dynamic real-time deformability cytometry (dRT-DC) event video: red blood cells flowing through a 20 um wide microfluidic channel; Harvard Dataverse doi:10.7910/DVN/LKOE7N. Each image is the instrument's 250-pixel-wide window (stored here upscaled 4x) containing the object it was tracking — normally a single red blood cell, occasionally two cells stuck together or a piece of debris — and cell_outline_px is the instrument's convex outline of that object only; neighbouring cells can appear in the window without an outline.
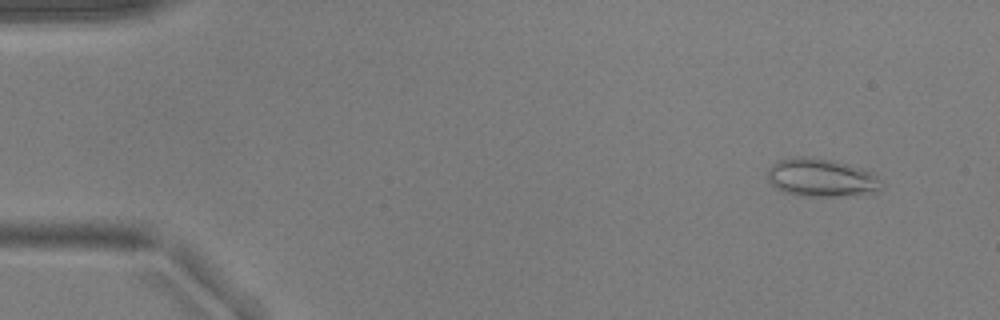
{"species": "common noctule bat (a hibernating species)", "species_latin": "Nyctalus noctula", "temperature_condition": "warm", "stored_images_in_passage": 30, "camera_frame_rate_fps": 3000, "um_per_image_px": 0.085, "animal": {"sex": "male", "body_mass_g": 17.9, "forearm_length_mm": 54.2}, "frame": {"image": 1, "passage_image": 5, "time_ms": 1.333, "image_size_px": [1000, 320], "cell_outline_px": [[884, 188], [880, 192], [840, 196], [800, 196], [784, 192], [776, 188], [768, 180], [768, 168], [772, 164], [780, 160], [792, 156], [808, 156], [832, 160], [864, 168], [872, 172], [880, 180]], "centroid_in_image_um": [69.84, 15.1], "position_along_channel_um": 15.2, "area_um2": 25.72}}
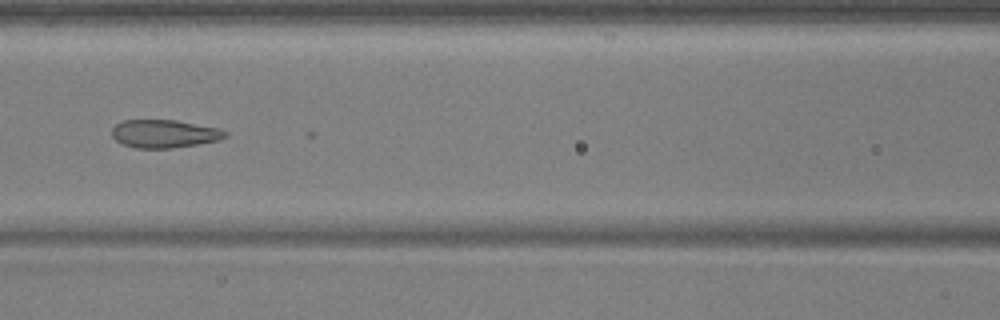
{"frame": {"image": 2, "passage_image": 25, "time_ms": 8.0, "image_size_px": [1000, 320], "cell_outline_px": [[228, 136], [220, 140], [172, 148], [136, 148], [124, 144], [116, 140], [112, 136], [112, 128], [116, 124], [124, 120], [176, 120], [220, 128], [228, 132]], "centroid_in_image_um": [14.0, 11.36], "position_along_channel_um": 152.6, "area_um2": 18.55}}
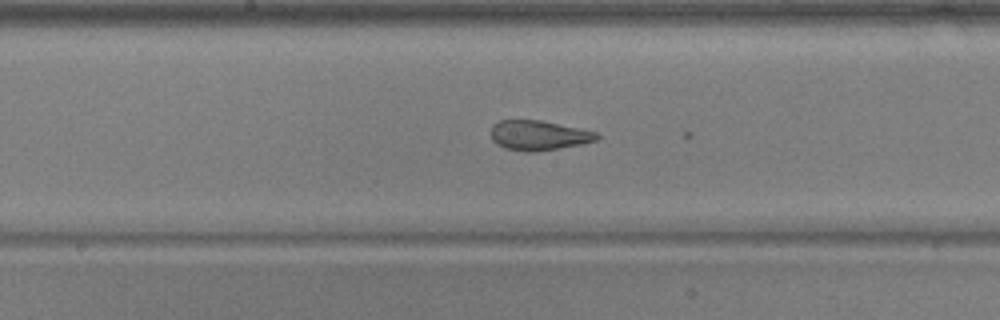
{"frame": {"image": 3, "passage_image": 29, "time_ms": 9.333, "image_size_px": [1000, 320], "cell_outline_px": [[600, 136], [596, 140], [584, 144], [532, 152], [524, 152], [504, 148], [496, 144], [492, 140], [492, 124], [500, 120], [540, 120], [596, 132]], "centroid_in_image_um": [45.76, 11.51], "position_along_channel_um": 202.4, "area_um2": 18.32}}